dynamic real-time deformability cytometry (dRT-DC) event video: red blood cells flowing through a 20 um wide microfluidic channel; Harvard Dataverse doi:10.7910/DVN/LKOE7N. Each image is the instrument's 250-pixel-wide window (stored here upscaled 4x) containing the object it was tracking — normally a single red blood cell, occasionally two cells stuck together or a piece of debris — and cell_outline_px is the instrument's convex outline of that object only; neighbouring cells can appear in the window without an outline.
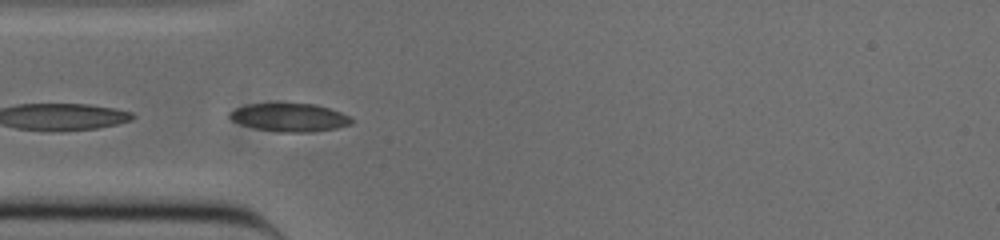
{"species": "common noctule bat (a hibernating species)", "species_latin": "Nyctalus noctula", "temperature_condition": "cold", "stored_images_in_passage": 3, "camera_frame_rate_fps": 3000, "um_per_image_px": 0.085, "animal": {"sex": "male", "body_mass_g": 20.0, "forearm_length_mm": 53.3}, "frame": {"image": 1, "passage_image": 1, "time_ms": 0.0, "image_size_px": [1000, 240], "cell_outline_px": [[352, 124], [336, 128], [312, 132], [280, 132], [256, 128], [232, 120], [228, 116], [228, 112], [236, 108], [248, 104], [316, 104], [340, 112], [348, 116], [352, 120]], "centroid_in_image_um": [24.62, 9.98], "position_along_channel_um": 60.4, "area_um2": 19.71}}